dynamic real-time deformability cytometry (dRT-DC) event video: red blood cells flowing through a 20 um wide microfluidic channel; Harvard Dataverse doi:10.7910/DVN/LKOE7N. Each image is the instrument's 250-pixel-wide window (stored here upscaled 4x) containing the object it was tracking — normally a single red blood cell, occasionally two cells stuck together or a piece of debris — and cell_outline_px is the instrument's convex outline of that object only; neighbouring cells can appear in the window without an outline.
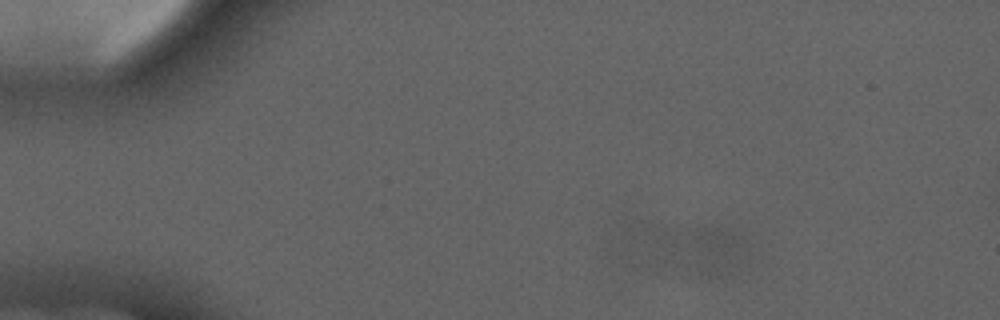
{"species": "common noctule bat (a hibernating species)", "species_latin": "Nyctalus noctula", "temperature_condition": "cold", "stored_images_in_passage": 4, "camera_frame_rate_fps": 3000, "um_per_image_px": 0.085, "animal": {"sex": "male", "forearm_length_mm": 52.5}, "frame": {"image": 1, "passage_image": 1, "time_ms": 0.0, "image_size_px": [1000, 320], "cell_outline_px": [[744, 240], [736, 264], [716, 276], [708, 276], [700, 272], [696, 268], [696, 236], [704, 228], [724, 228], [740, 236]], "centroid_in_image_um": [60.95, 21.3], "position_along_channel_um": 24.1, "area_um2": 13.12}}